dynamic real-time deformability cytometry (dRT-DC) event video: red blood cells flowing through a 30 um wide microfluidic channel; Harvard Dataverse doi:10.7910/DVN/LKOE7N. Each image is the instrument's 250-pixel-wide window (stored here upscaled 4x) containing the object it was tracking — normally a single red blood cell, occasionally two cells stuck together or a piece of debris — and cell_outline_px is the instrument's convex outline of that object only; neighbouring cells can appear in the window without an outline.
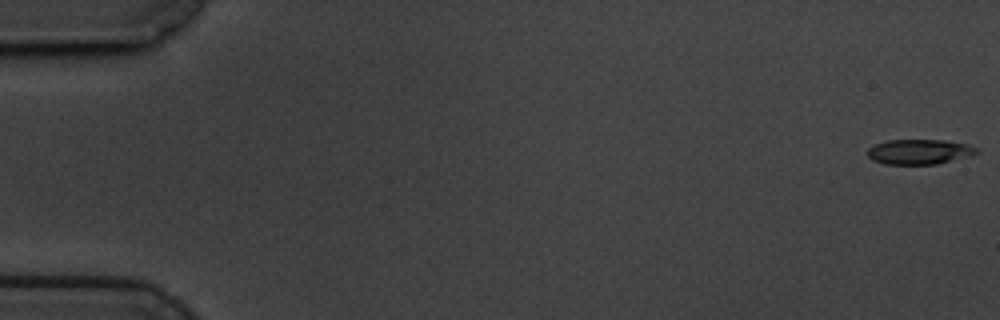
{"species": "common noctule bat (a hibernating species)", "species_latin": "Nyctalus noctula", "temperature_condition": "cold", "stored_images_in_passage": 60, "camera_frame_rate_fps": 3000, "um_per_image_px": 0.085, "animal": {"sex": "male", "body_mass_g": 19.5, "forearm_length_mm": 54.6}, "frame": {"image": 1, "passage_image": 1, "time_ms": 0.0, "image_size_px": [1000, 320], "cell_outline_px": [[980, 152], [936, 164], [884, 164], [872, 160], [868, 156], [868, 148], [876, 144], [888, 140], [944, 140], [968, 144], [976, 148]], "centroid_in_image_um": [78.1, 12.89], "position_along_channel_um": 6.9, "area_um2": 15.66}}
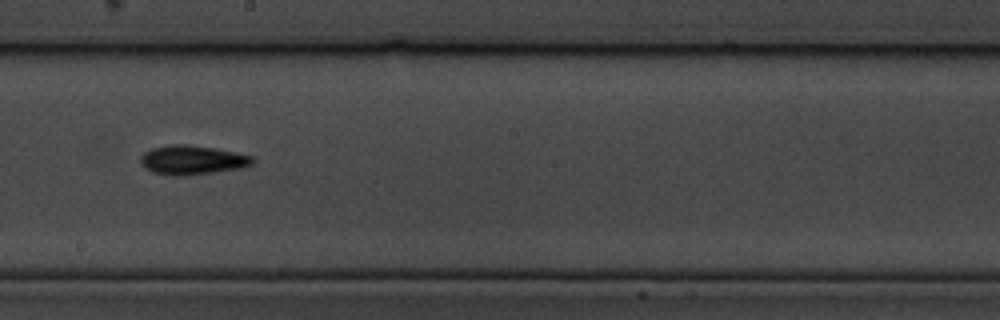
{"frame": {"image": 2, "passage_image": 34, "time_ms": 11.0, "image_size_px": [1000, 320], "cell_outline_px": [[256, 160], [252, 164], [240, 168], [184, 176], [168, 176], [152, 172], [144, 168], [140, 160], [140, 156], [144, 152], [152, 148], [172, 144], [184, 144], [216, 148], [236, 152], [252, 156]], "centroid_in_image_um": [16.32, 13.6], "position_along_channel_um": 231.9, "area_um2": 19.19}}
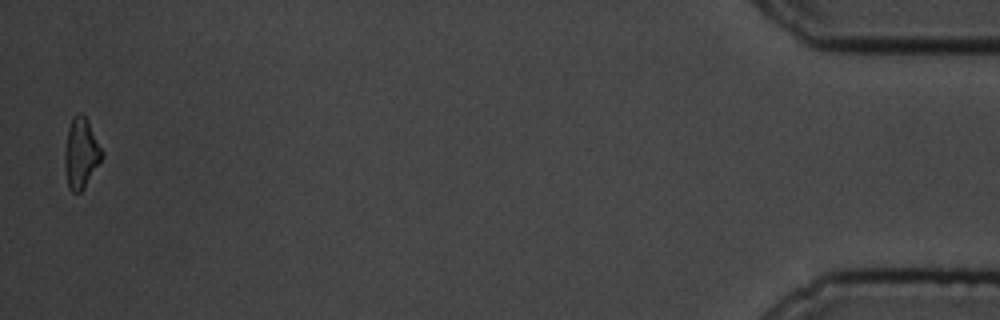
{"frame": {"image": 3, "passage_image": 59, "time_ms": 19.333, "image_size_px": [1000, 320], "cell_outline_px": [[104, 156], [84, 188], [80, 192], [72, 192], [68, 188], [64, 168], [64, 152], [68, 128], [72, 116], [76, 112], [80, 112], [88, 120], [104, 152]], "centroid_in_image_um": [6.88, 13.01], "position_along_channel_um": 428.3, "area_um2": 15.55}, "authors_computed_cell_mechanics": {"area_um2": 16.5886, "velocity_mm_per_s": 3.4079, "shape_relaxation_time_tau1_ms": 2.922, "shape_relaxation_time_tau2_ms": null, "deformation_change_tau1": 0.1469, "deformation_change_tau2": null}}